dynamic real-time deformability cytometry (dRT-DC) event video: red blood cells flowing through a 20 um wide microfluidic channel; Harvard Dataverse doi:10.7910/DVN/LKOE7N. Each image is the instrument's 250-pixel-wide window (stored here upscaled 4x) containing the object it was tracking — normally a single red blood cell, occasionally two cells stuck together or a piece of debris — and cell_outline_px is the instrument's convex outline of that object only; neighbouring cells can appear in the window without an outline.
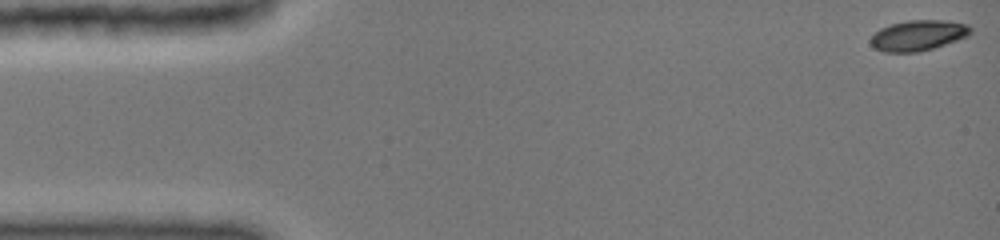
{"species": "common noctule bat (a hibernating species)", "species_latin": "Nyctalus noctula", "temperature_condition": "cold", "stored_images_in_passage": 24, "camera_frame_rate_fps": 3000, "um_per_image_px": 0.085, "animal": {"sex": "female", "body_mass_g": 19.0, "forearm_length_mm": 51.5}, "frame": {"image": 1, "passage_image": 1, "time_ms": 0.0, "image_size_px": [1000, 240], "cell_outline_px": [[972, 32], [968, 36], [932, 48], [916, 52], [884, 52], [876, 48], [872, 44], [872, 36], [880, 28], [892, 24], [908, 20], [940, 20], [968, 24], [972, 28]], "centroid_in_image_um": [78.07, 3.0], "position_along_channel_um": 6.9, "area_um2": 17.46}}
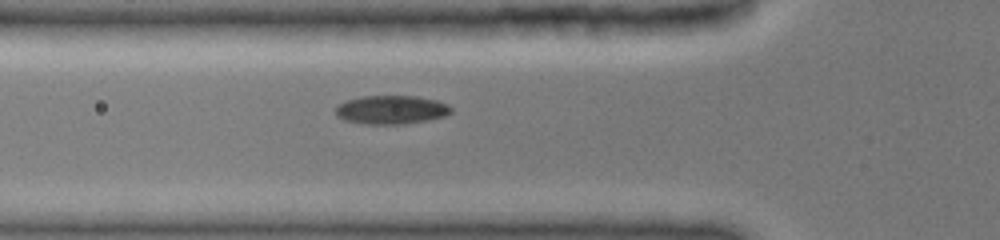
{"frame": {"image": 2, "passage_image": 16, "time_ms": 5.333, "image_size_px": [1000, 240], "cell_outline_px": [[452, 112], [444, 116], [424, 120], [400, 124], [368, 124], [344, 120], [336, 112], [336, 108], [340, 104], [348, 100], [364, 96], [412, 96], [436, 100], [452, 108]], "centroid_in_image_um": [33.26, 9.33], "position_along_channel_um": 92.5, "area_um2": 18.73}}
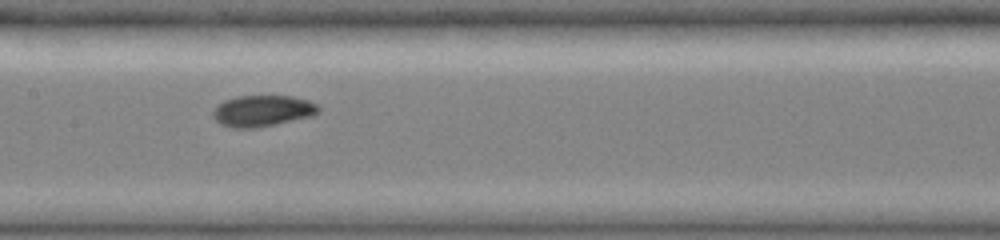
{"frame": {"image": 3, "passage_image": 23, "time_ms": 7.667, "image_size_px": [1000, 240], "cell_outline_px": [[320, 108], [312, 116], [252, 128], [236, 128], [220, 124], [212, 116], [212, 112], [224, 100], [236, 96], [292, 96], [308, 100], [316, 104]], "centroid_in_image_um": [22.29, 9.41], "position_along_channel_um": 185.1, "area_um2": 18.84}}